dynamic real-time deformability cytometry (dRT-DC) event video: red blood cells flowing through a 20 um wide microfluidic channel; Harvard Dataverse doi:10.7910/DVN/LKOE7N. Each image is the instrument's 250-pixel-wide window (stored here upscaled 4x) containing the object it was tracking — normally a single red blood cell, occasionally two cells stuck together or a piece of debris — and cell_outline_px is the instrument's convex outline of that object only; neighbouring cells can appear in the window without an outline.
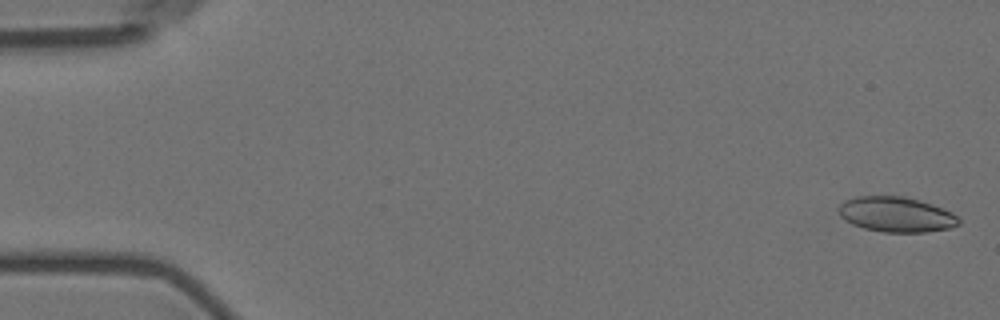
{"species": "Egyptian fruit bat (a non-hibernating species)", "species_latin": "Rousettus aegyptiacus", "temperature_condition": "room temperature", "stored_images_in_passage": 6, "camera_frame_rate_fps": 3000, "um_per_image_px": 0.085, "animal": {"sex": "female"}, "frame": {"image": 1, "passage_image": 1, "time_ms": 0.0, "image_size_px": [1000, 320], "cell_outline_px": [[960, 224], [948, 228], [924, 232], [884, 232], [864, 228], [852, 224], [840, 216], [840, 204], [844, 200], [856, 196], [904, 196], [920, 200], [952, 212], [960, 220]], "centroid_in_image_um": [76.17, 18.22], "position_along_channel_um": 8.8, "area_um2": 24.45}}
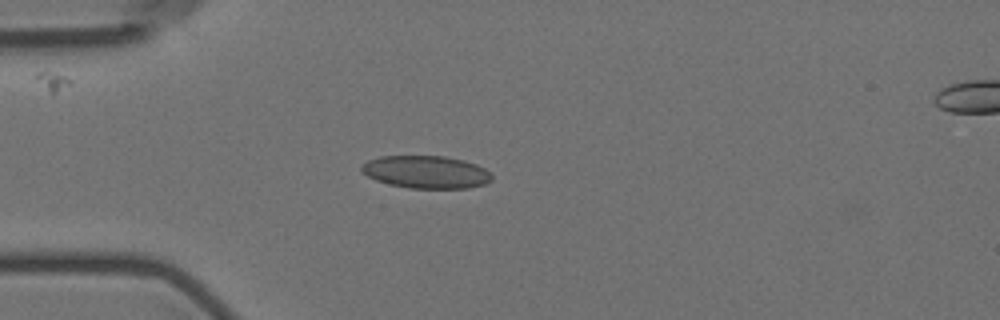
{"frame": {"image": 2, "passage_image": 5, "time_ms": 4.667, "image_size_px": [1000, 320], "cell_outline_px": [[492, 180], [484, 184], [468, 188], [408, 188], [388, 184], [376, 180], [360, 172], [360, 168], [368, 160], [380, 156], [444, 156], [464, 160], [476, 164], [484, 168], [492, 176]], "centroid_in_image_um": [36.2, 14.62], "position_along_channel_um": 48.8, "area_um2": 24.8}}